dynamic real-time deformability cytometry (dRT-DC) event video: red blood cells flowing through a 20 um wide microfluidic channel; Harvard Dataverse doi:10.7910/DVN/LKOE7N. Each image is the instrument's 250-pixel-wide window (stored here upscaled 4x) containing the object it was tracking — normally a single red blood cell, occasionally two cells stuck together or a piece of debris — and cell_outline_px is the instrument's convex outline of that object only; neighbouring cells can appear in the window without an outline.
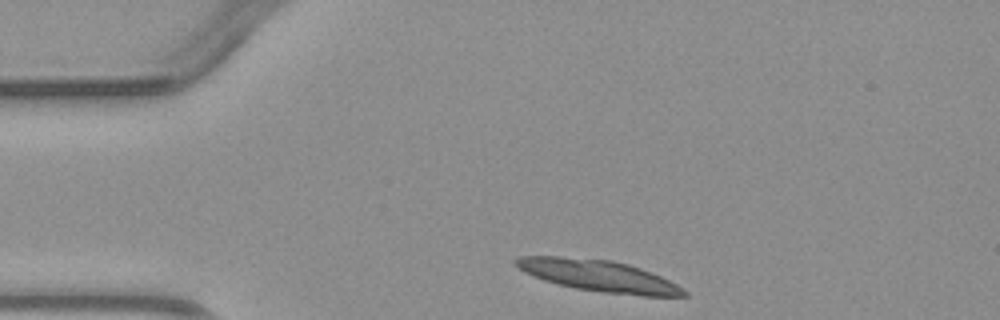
{"species": "common noctule bat (a hibernating species)", "species_latin": "Nyctalus noctula", "temperature_condition": "warm", "stored_images_in_passage": 2, "camera_frame_rate_fps": 3000, "um_per_image_px": 0.085, "animal": {"sex": "male", "body_mass_g": 23.1, "forearm_length_mm": 52.7}, "frame": {"image": 1, "passage_image": 1, "time_ms": 0.0, "image_size_px": [1000, 320], "cell_outline_px": [[688, 296], [640, 296], [604, 292], [576, 288], [544, 280], [524, 272], [512, 264], [512, 260], [520, 256], [560, 256], [612, 260], [628, 264], [640, 268], [660, 276], [676, 284], [688, 292]], "centroid_in_image_um": [50.86, 23.43], "position_along_channel_um": 34.1, "area_um2": 30.75}}